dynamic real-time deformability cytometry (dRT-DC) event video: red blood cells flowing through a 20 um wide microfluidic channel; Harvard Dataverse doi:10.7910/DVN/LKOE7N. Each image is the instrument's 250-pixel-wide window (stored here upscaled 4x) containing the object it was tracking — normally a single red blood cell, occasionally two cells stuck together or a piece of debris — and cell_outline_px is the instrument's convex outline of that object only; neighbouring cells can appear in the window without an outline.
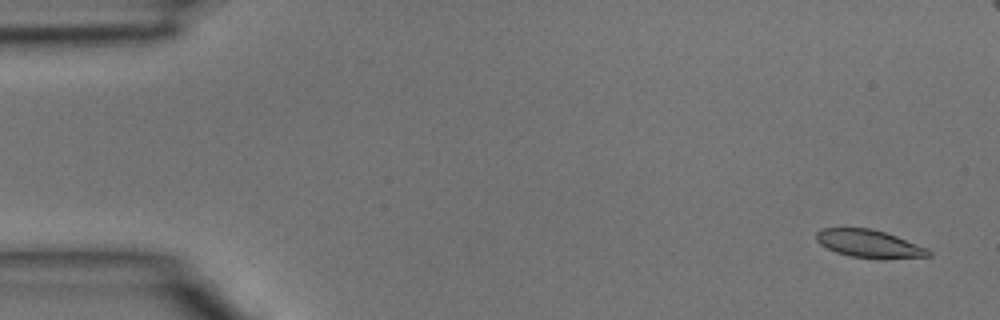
{"species": "common noctule bat (a hibernating species)", "species_latin": "Nyctalus noctula", "temperature_condition": "room temperature", "stored_images_in_passage": 3, "camera_frame_rate_fps": 3000, "um_per_image_px": 0.085, "animal": {"sex": "male", "body_mass_g": 15.6}, "frame": {"image": 1, "passage_image": 1, "time_ms": 0.0, "image_size_px": [1000, 320], "cell_outline_px": [[932, 256], [884, 260], [880, 260], [852, 256], [836, 252], [820, 244], [816, 240], [816, 232], [820, 228], [872, 228], [896, 236], [928, 248], [932, 252]], "centroid_in_image_um": [73.92, 20.73], "position_along_channel_um": 11.1, "area_um2": 18.5}}